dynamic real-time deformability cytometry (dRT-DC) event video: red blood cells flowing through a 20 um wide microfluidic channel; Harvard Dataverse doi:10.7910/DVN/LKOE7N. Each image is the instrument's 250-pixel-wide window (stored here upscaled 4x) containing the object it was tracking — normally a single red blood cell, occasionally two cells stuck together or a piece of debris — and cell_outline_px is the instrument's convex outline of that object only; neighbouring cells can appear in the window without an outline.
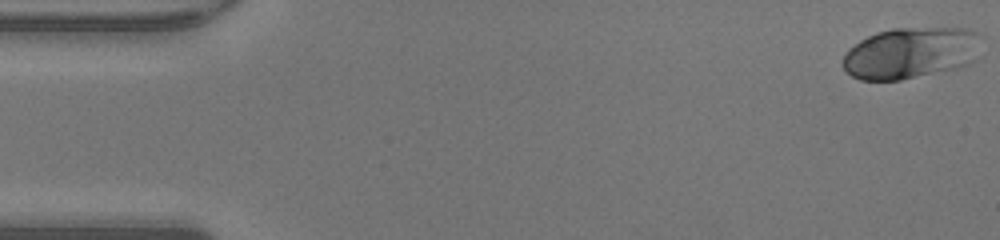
{"species": "human", "species_latin": "Homo sapiens", "temperature_condition": "warm", "stored_images_in_passage": 32, "camera_frame_rate_fps": 3000, "um_per_image_px": 0.085, "donor": {"sex": "male"}, "frame": {"image": 1, "passage_image": 1, "time_ms": 0.0, "image_size_px": [1000, 240], "cell_outline_px": [[984, 36], [980, 56], [976, 60], [968, 64], [956, 68], [900, 80], [860, 80], [844, 72], [840, 64], [848, 48], [860, 40], [876, 32], [892, 28], [968, 28]], "centroid_in_image_um": [77.45, 4.49], "position_along_channel_um": 7.5, "area_um2": 42.37}}
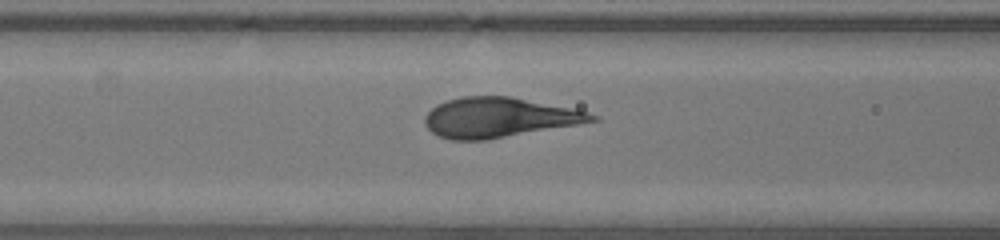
{"frame": {"image": 2, "passage_image": 19, "time_ms": 6.0, "image_size_px": [1000, 240], "cell_outline_px": [[600, 120], [488, 140], [452, 140], [440, 136], [432, 132], [424, 124], [424, 116], [436, 104], [460, 96], [512, 96], [588, 112], [600, 116]], "centroid_in_image_um": [42.39, 9.98], "position_along_channel_um": 124.2, "area_um2": 38.78}}
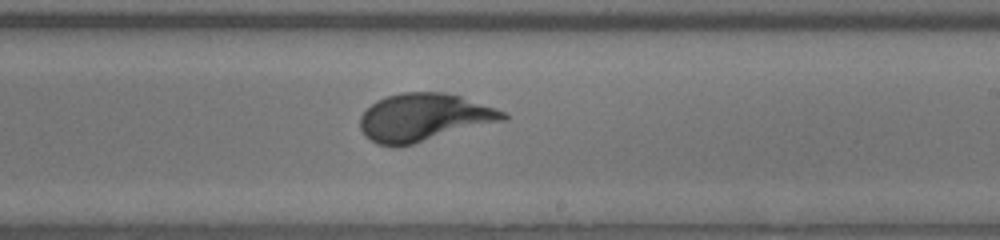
{"frame": {"image": 3, "passage_image": 28, "time_ms": 9.0, "image_size_px": [1000, 240], "cell_outline_px": [[508, 120], [412, 144], [376, 144], [360, 128], [360, 116], [376, 100], [400, 92], [444, 92], [460, 96], [508, 112]], "centroid_in_image_um": [36.11, 9.95], "position_along_channel_um": 252.9, "area_um2": 39.42}}